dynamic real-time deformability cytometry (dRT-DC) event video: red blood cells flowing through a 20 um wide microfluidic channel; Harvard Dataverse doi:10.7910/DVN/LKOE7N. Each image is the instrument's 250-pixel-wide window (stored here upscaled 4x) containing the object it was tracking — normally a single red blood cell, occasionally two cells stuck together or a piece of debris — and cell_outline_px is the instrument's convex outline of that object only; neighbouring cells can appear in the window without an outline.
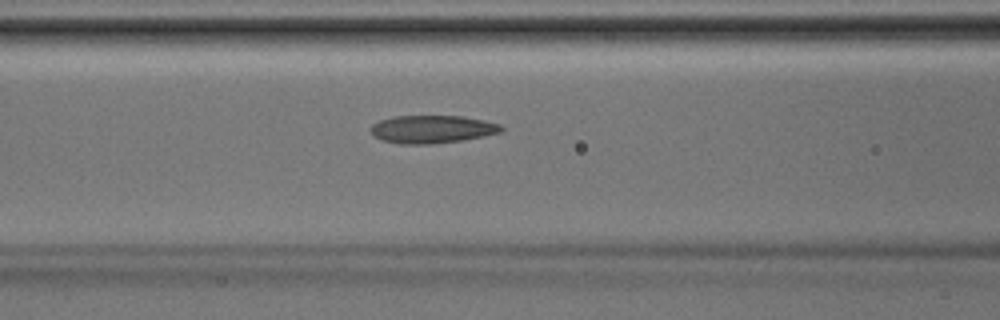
{"species": "Egyptian fruit bat (a non-hibernating species)", "species_latin": "Rousettus aegyptiacus", "temperature_condition": "room temperature", "stored_images_in_passage": 33, "camera_frame_rate_fps": 3000, "um_per_image_px": 0.085, "animal": {"sex": "male"}, "frame": {"image": 1, "passage_image": 16, "time_ms": 5.0, "image_size_px": [1000, 320], "cell_outline_px": [[504, 132], [484, 136], [460, 140], [432, 144], [400, 144], [380, 140], [372, 136], [368, 128], [372, 124], [380, 120], [392, 116], [460, 116], [484, 120], [500, 124], [504, 128]], "centroid_in_image_um": [36.69, 10.99], "position_along_channel_um": 129.9, "area_um2": 21.5}}
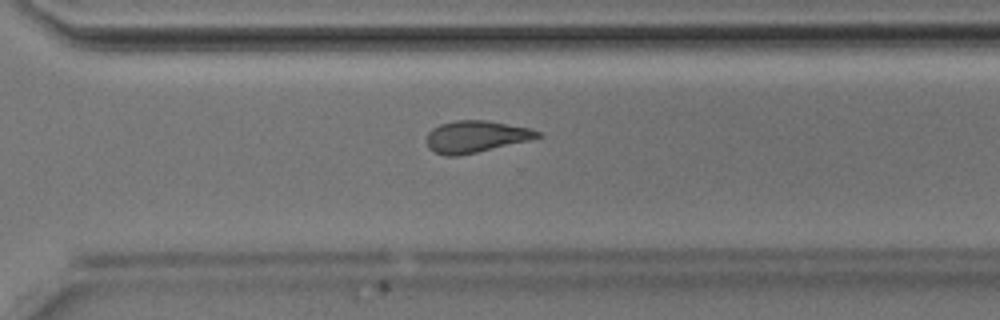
{"frame": {"image": 2, "passage_image": 28, "time_ms": 9.0, "image_size_px": [1000, 320], "cell_outline_px": [[544, 136], [528, 140], [476, 152], [456, 156], [444, 156], [428, 148], [428, 132], [432, 128], [440, 124], [452, 120], [484, 120], [532, 128], [540, 132]], "centroid_in_image_um": [40.45, 11.6], "position_along_channel_um": 330.2, "area_um2": 20.4}}
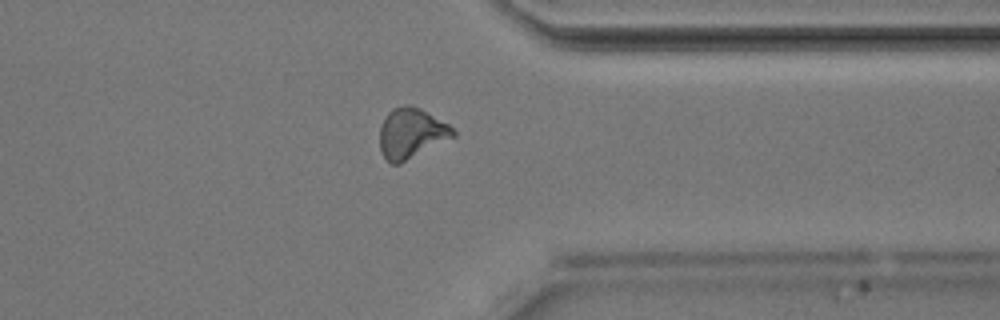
{"frame": {"image": 3, "passage_image": 31, "time_ms": 10.0, "image_size_px": [1000, 320], "cell_outline_px": [[456, 136], [400, 164], [392, 164], [380, 152], [380, 124], [388, 112], [392, 108], [404, 104], [408, 104], [420, 108], [448, 124], [456, 132]], "centroid_in_image_um": [34.95, 11.32], "position_along_channel_um": 376.5, "area_um2": 21.62}}